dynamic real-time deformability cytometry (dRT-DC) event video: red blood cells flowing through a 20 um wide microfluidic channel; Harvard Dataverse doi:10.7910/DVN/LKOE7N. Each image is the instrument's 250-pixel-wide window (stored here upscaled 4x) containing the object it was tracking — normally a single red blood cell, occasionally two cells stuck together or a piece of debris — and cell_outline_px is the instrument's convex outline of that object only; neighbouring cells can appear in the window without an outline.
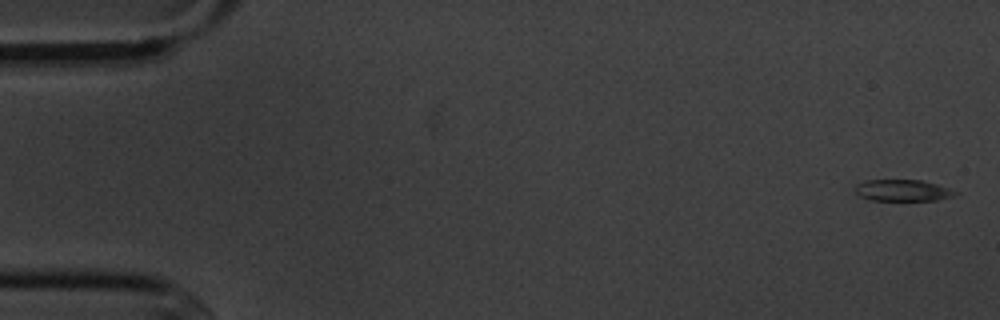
{"species": "common noctule bat (a hibernating species)", "species_latin": "Nyctalus noctula", "temperature_condition": "cold", "stored_images_in_passage": 5, "camera_frame_rate_fps": 3000, "um_per_image_px": 0.085, "animal": {"sex": "male", "body_mass_g": 20.1, "forearm_length_mm": 53.5}, "frame": {"image": 1, "passage_image": 1, "time_ms": 0.0, "image_size_px": [1000, 320], "cell_outline_px": [[960, 192], [952, 196], [936, 200], [872, 200], [860, 196], [856, 192], [856, 184], [868, 180], [920, 180], [936, 184]], "centroid_in_image_um": [76.73, 16.18], "position_along_channel_um": 8.3, "area_um2": 12.31}}
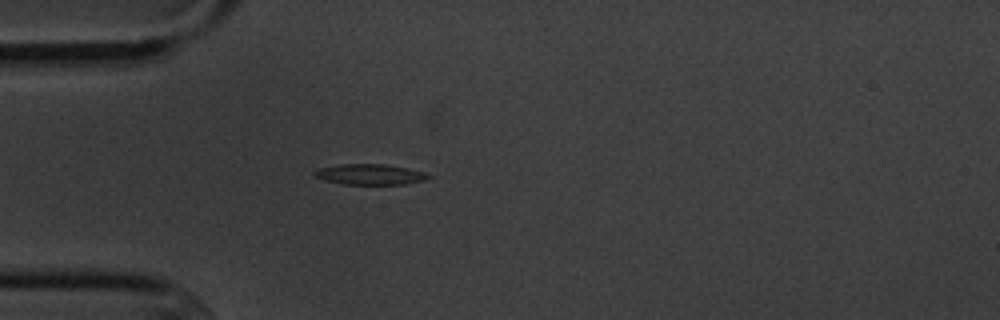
{"frame": {"image": 2, "passage_image": 5, "time_ms": 4.667, "image_size_px": [1000, 320], "cell_outline_px": [[432, 176], [424, 180], [404, 184], [344, 184], [324, 180], [312, 176], [312, 172], [320, 168], [340, 164], [384, 164], [408, 168], [424, 172]], "centroid_in_image_um": [31.41, 14.82], "position_along_channel_um": 53.6, "area_um2": 13.64}}